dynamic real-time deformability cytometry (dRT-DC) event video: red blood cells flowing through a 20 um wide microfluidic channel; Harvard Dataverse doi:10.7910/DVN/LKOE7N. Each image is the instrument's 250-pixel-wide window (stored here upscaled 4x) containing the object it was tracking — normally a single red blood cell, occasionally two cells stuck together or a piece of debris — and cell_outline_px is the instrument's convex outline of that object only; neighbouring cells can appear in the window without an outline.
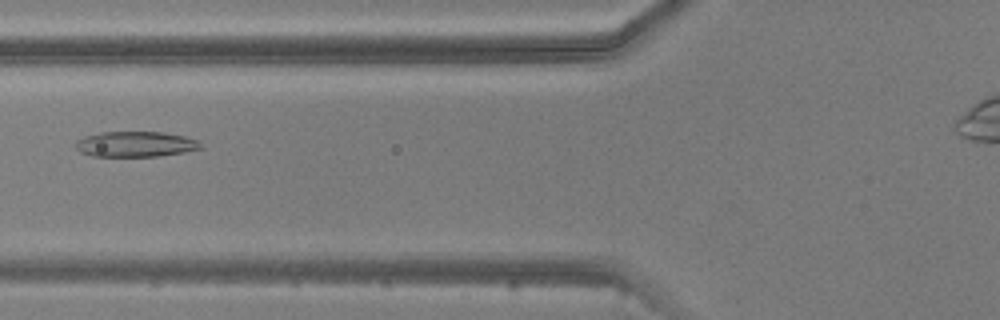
{"species": "common noctule bat (a hibernating species)", "species_latin": "Nyctalus noctula", "temperature_condition": "warm", "stored_images_in_passage": 6, "camera_frame_rate_fps": 3000, "um_per_image_px": 0.085, "animal": {"sex": "male", "body_mass_g": 20.5, "forearm_length_mm": 52.5}, "frame": {"image": 1, "passage_image": 5, "time_ms": 5.0, "image_size_px": [1000, 320], "cell_outline_px": [[204, 148], [184, 152], [156, 156], [92, 156], [80, 152], [76, 148], [76, 140], [84, 136], [100, 132], [164, 132], [184, 136], [196, 140]], "centroid_in_image_um": [11.5, 12.25], "position_along_channel_um": 114.3, "area_um2": 18.5}}
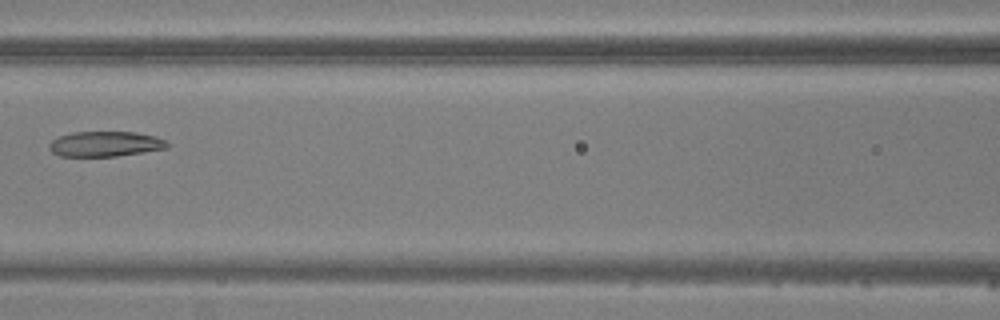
{"frame": {"image": 2, "passage_image": 6, "time_ms": 6.0, "image_size_px": [1000, 320], "cell_outline_px": [[168, 148], [116, 156], [60, 156], [52, 152], [48, 148], [48, 144], [52, 140], [60, 136], [72, 132], [136, 132], [156, 136], [164, 140], [168, 144]], "centroid_in_image_um": [8.92, 12.23], "position_along_channel_um": 157.7, "area_um2": 17.28}}